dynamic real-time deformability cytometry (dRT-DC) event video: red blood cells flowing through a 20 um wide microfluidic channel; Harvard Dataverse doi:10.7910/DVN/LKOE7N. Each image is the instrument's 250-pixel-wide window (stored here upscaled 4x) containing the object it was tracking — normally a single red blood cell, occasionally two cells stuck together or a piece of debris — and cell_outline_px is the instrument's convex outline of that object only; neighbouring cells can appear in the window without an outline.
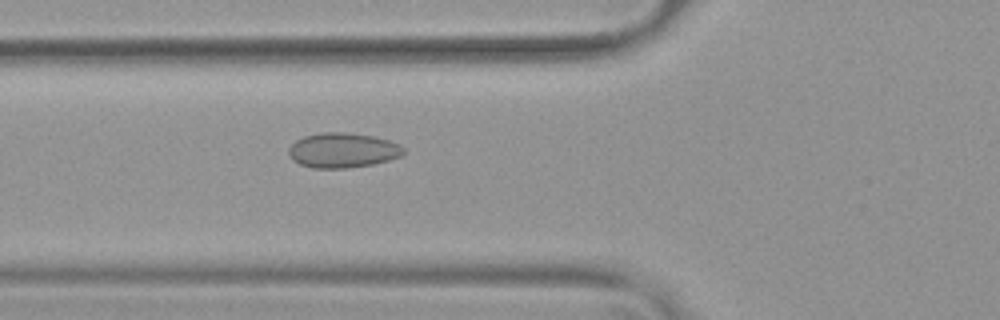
{"species": "common noctule bat (a hibernating species)", "species_latin": "Nyctalus noctula", "temperature_condition": "warm", "stored_images_in_passage": 54, "camera_frame_rate_fps": 3000, "um_per_image_px": 0.085, "animal": {"sex": "female", "body_mass_g": 19.9}, "frame": {"image": 1, "passage_image": 20, "time_ms": 6.333, "image_size_px": [1000, 320], "cell_outline_px": [[404, 152], [400, 156], [388, 160], [372, 164], [348, 168], [312, 168], [300, 164], [292, 160], [288, 156], [288, 148], [296, 140], [304, 136], [324, 132], [344, 132], [372, 136], [388, 140], [400, 144], [404, 148]], "centroid_in_image_um": [29.1, 12.78], "position_along_channel_um": 96.7, "area_um2": 23.35}}
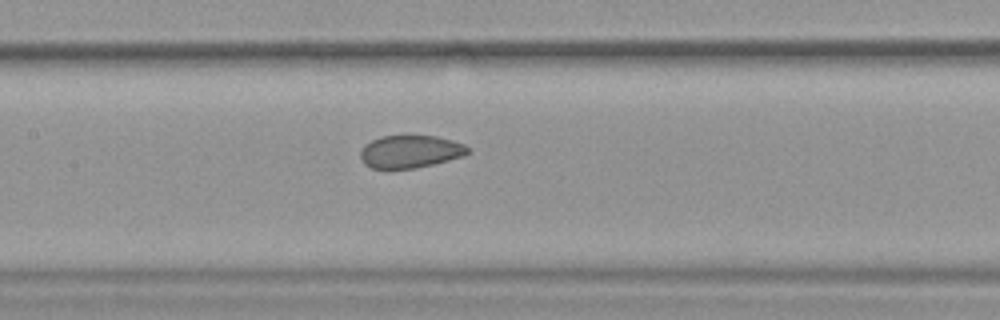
{"frame": {"image": 2, "passage_image": 26, "time_ms": 8.333, "image_size_px": [1000, 320], "cell_outline_px": [[468, 152], [464, 156], [416, 168], [372, 168], [364, 164], [360, 156], [360, 152], [364, 144], [380, 136], [436, 136], [452, 140], [464, 144], [468, 148]], "centroid_in_image_um": [34.85, 12.88], "position_along_channel_um": 172.6, "area_um2": 20.29}}
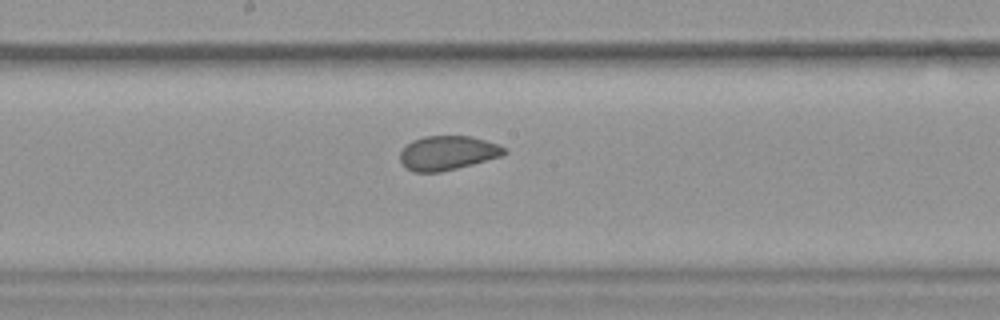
{"frame": {"image": 3, "passage_image": 29, "time_ms": 9.333, "image_size_px": [1000, 320], "cell_outline_px": [[508, 152], [500, 156], [472, 164], [440, 172], [412, 172], [404, 168], [400, 160], [400, 152], [412, 140], [424, 136], [472, 136], [500, 144], [508, 148]], "centroid_in_image_um": [38.05, 12.99], "position_along_channel_um": 210.1, "area_um2": 20.92}, "authors_computed_cell_mechanics": {"area_um2": 22.9466, "velocity_mm_per_s": 3.7872, "shape_relaxation_time_tau1_ms": null, "shape_relaxation_time_tau2_ms": 0.9328, "deformation_change_tau1": null, "deformation_change_tau2": 0.0347}}